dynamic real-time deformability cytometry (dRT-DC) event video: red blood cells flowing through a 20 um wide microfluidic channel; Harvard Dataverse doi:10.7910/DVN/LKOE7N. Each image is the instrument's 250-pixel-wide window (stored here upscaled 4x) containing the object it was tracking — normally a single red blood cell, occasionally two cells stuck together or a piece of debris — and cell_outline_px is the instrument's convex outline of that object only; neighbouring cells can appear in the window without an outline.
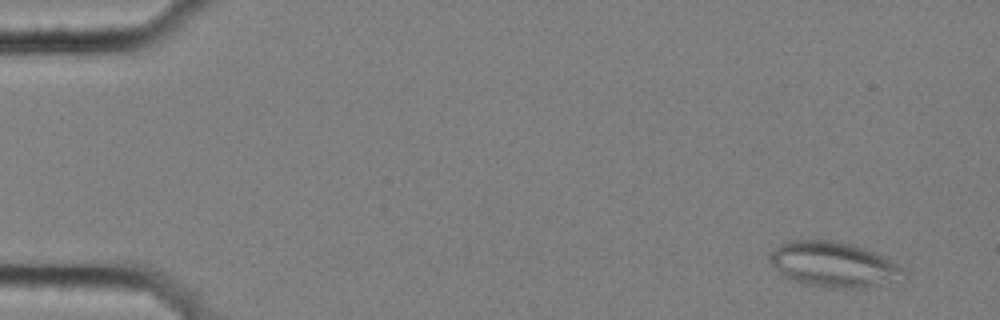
{"species": "common noctule bat (a hibernating species)", "species_latin": "Nyctalus noctula", "temperature_condition": "cold", "stored_images_in_passage": 5, "camera_frame_rate_fps": 3000, "um_per_image_px": 0.085, "animal": {"sex": "female", "body_mass_g": 25.1}, "frame": {"image": 1, "passage_image": 1, "time_ms": 0.0, "image_size_px": [1000, 320], "cell_outline_px": [[904, 272], [880, 284], [864, 288], [828, 288], [788, 280], [768, 260], [768, 256], [780, 244], [788, 240], [832, 240], [864, 248], [892, 260], [904, 268]], "centroid_in_image_um": [70.76, 22.47], "position_along_channel_um": 14.2, "area_um2": 34.62}}
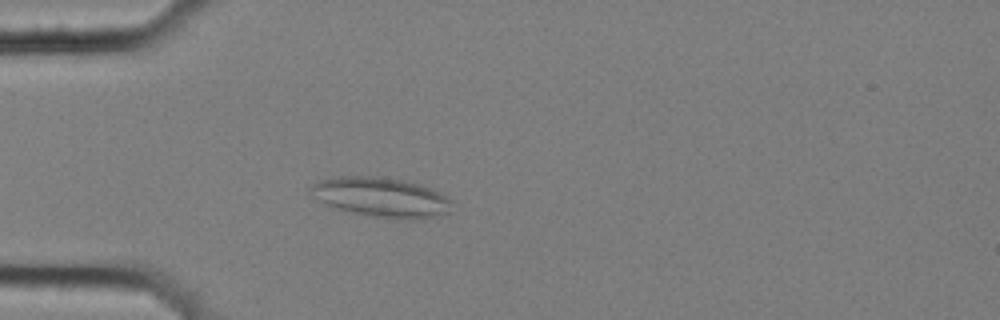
{"frame": {"image": 2, "passage_image": 5, "time_ms": 1.333, "image_size_px": [1000, 320], "cell_outline_px": [[452, 200], [448, 212], [424, 220], [408, 220], [372, 216], [352, 212], [336, 208], [316, 200], [308, 192], [308, 188], [312, 184], [320, 180], [332, 176], [376, 176], [400, 180], [420, 184], [432, 188], [448, 196]], "centroid_in_image_um": [32.38, 16.76], "position_along_channel_um": 52.6, "area_um2": 33.06}}